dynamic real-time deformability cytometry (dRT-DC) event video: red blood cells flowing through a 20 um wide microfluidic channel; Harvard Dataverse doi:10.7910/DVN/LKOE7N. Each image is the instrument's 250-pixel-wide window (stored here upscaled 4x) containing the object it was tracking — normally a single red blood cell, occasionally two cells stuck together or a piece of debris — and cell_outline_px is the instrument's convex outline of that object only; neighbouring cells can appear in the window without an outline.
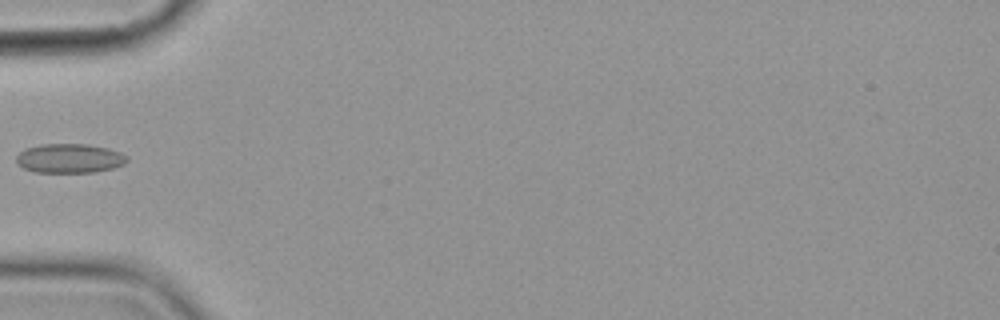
{"species": "common noctule bat (a hibernating species)", "species_latin": "Nyctalus noctula", "temperature_condition": "cold", "stored_images_in_passage": 5, "camera_frame_rate_fps": 3000, "um_per_image_px": 0.085, "animal": {"sex": "female", "body_mass_g": 19.9}, "frame": {"image": 1, "passage_image": 5, "time_ms": 4.667, "image_size_px": [1000, 320], "cell_outline_px": [[128, 160], [124, 164], [112, 168], [96, 172], [36, 172], [24, 168], [16, 164], [16, 156], [24, 148], [40, 144], [88, 144], [108, 148], [120, 152], [128, 156]], "centroid_in_image_um": [5.9, 13.45], "position_along_channel_um": 79.1, "area_um2": 19.02}}